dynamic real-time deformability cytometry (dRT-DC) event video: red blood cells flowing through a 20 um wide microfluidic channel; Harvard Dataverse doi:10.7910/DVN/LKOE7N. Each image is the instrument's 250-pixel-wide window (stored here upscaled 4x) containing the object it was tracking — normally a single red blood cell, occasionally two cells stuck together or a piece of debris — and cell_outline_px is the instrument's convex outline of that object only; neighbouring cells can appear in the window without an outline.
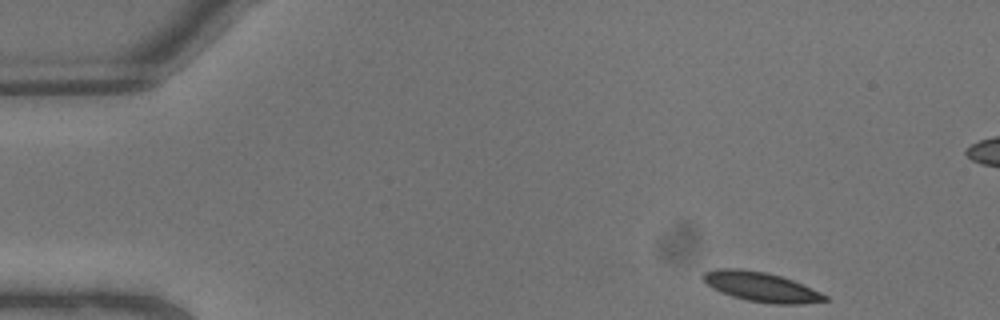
{"species": "common noctule bat (a hibernating species)", "species_latin": "Nyctalus noctula", "temperature_condition": "warm", "stored_images_in_passage": 6, "camera_frame_rate_fps": 3000, "um_per_image_px": 0.085, "animal": {"sex": "male", "body_mass_g": 13.3}, "frame": {"image": 1, "passage_image": 1, "time_ms": 0.0, "image_size_px": [1000, 320], "cell_outline_px": [[828, 300], [804, 304], [776, 304], [748, 300], [732, 296], [720, 292], [712, 288], [700, 276], [704, 272], [716, 268], [740, 268], [764, 272], [780, 276], [792, 280], [820, 292], [828, 296]], "centroid_in_image_um": [64.67, 24.38], "position_along_channel_um": 20.3, "area_um2": 20.87}}